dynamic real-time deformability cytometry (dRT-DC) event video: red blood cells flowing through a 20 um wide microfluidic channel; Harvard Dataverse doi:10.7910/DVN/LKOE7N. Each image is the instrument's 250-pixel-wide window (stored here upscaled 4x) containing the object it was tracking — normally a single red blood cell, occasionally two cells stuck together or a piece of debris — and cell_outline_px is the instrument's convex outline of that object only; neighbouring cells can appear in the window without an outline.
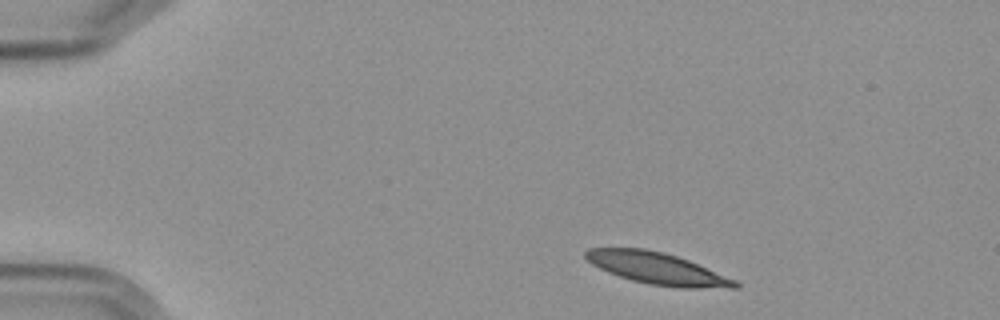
{"species": "Egyptian fruit bat (a non-hibernating species)", "species_latin": "Rousettus aegyptiacus", "temperature_condition": "cold", "stored_images_in_passage": 4, "camera_frame_rate_fps": 3000, "um_per_image_px": 0.085, "frame": {"image": 1, "passage_image": 1, "time_ms": 0.0, "image_size_px": [1000, 320], "cell_outline_px": [[740, 288], [676, 288], [648, 284], [632, 280], [608, 272], [592, 264], [584, 256], [584, 252], [588, 248], [644, 248], [664, 252], [688, 260], [736, 280], [740, 284]], "centroid_in_image_um": [55.88, 22.82], "position_along_channel_um": 29.1, "area_um2": 27.63}}
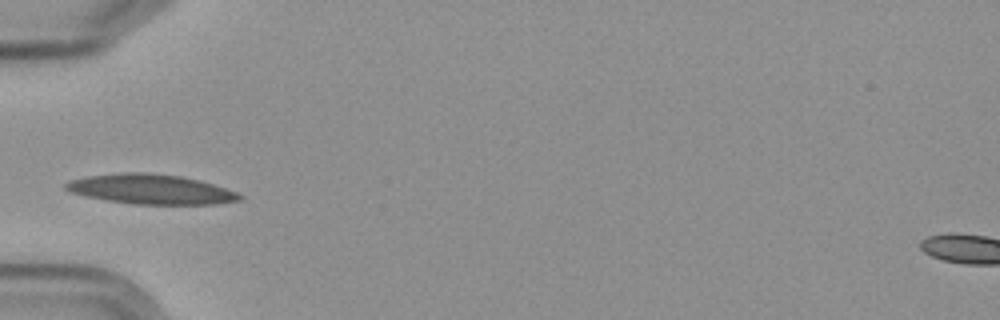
{"frame": {"image": 2, "passage_image": 4, "time_ms": 3.333, "image_size_px": [1000, 320], "cell_outline_px": [[244, 196], [240, 200], [216, 204], [132, 204], [104, 200], [84, 196], [72, 192], [64, 188], [64, 184], [72, 180], [88, 176], [124, 172], [144, 172], [180, 176], [212, 184], [236, 192]], "centroid_in_image_um": [12.8, 16.09], "position_along_channel_um": 72.2, "area_um2": 29.94}}